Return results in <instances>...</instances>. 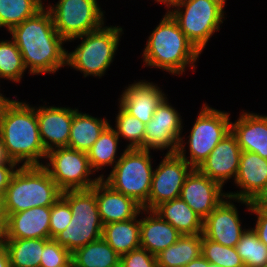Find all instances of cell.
Listing matches in <instances>:
<instances>
[{
	"label": "cell",
	"instance_id": "1",
	"mask_svg": "<svg viewBox=\"0 0 267 267\" xmlns=\"http://www.w3.org/2000/svg\"><path fill=\"white\" fill-rule=\"evenodd\" d=\"M31 75L54 74L66 67V42L56 31L52 16L43 7L9 31Z\"/></svg>",
	"mask_w": 267,
	"mask_h": 267
},
{
	"label": "cell",
	"instance_id": "2",
	"mask_svg": "<svg viewBox=\"0 0 267 267\" xmlns=\"http://www.w3.org/2000/svg\"><path fill=\"white\" fill-rule=\"evenodd\" d=\"M0 137L9 159L20 166H42L47 151L42 144L36 106L10 99L0 108Z\"/></svg>",
	"mask_w": 267,
	"mask_h": 267
},
{
	"label": "cell",
	"instance_id": "3",
	"mask_svg": "<svg viewBox=\"0 0 267 267\" xmlns=\"http://www.w3.org/2000/svg\"><path fill=\"white\" fill-rule=\"evenodd\" d=\"M200 55L201 52L166 11L146 41L142 53L143 67H154L180 76L187 67L196 69Z\"/></svg>",
	"mask_w": 267,
	"mask_h": 267
},
{
	"label": "cell",
	"instance_id": "4",
	"mask_svg": "<svg viewBox=\"0 0 267 267\" xmlns=\"http://www.w3.org/2000/svg\"><path fill=\"white\" fill-rule=\"evenodd\" d=\"M61 193L43 166H19L3 194L6 217L33 207H51Z\"/></svg>",
	"mask_w": 267,
	"mask_h": 267
},
{
	"label": "cell",
	"instance_id": "5",
	"mask_svg": "<svg viewBox=\"0 0 267 267\" xmlns=\"http://www.w3.org/2000/svg\"><path fill=\"white\" fill-rule=\"evenodd\" d=\"M123 33L120 25L106 26L105 24L97 30L70 39L67 42L77 38L82 41L72 52L67 50L66 66H71V69L74 68L83 73L84 78L86 76L101 78L114 61Z\"/></svg>",
	"mask_w": 267,
	"mask_h": 267
},
{
	"label": "cell",
	"instance_id": "6",
	"mask_svg": "<svg viewBox=\"0 0 267 267\" xmlns=\"http://www.w3.org/2000/svg\"><path fill=\"white\" fill-rule=\"evenodd\" d=\"M61 197L69 204L72 218L69 225L54 240L70 253L102 238L103 223L92 189L67 190Z\"/></svg>",
	"mask_w": 267,
	"mask_h": 267
},
{
	"label": "cell",
	"instance_id": "7",
	"mask_svg": "<svg viewBox=\"0 0 267 267\" xmlns=\"http://www.w3.org/2000/svg\"><path fill=\"white\" fill-rule=\"evenodd\" d=\"M185 142L181 136L177 154L192 168H198L217 144L231 132L230 113L204 103ZM188 144V151L185 149ZM190 153L186 155L187 153ZM188 156V157H187Z\"/></svg>",
	"mask_w": 267,
	"mask_h": 267
},
{
	"label": "cell",
	"instance_id": "8",
	"mask_svg": "<svg viewBox=\"0 0 267 267\" xmlns=\"http://www.w3.org/2000/svg\"><path fill=\"white\" fill-rule=\"evenodd\" d=\"M167 12L201 53L226 18L224 9L211 0H174Z\"/></svg>",
	"mask_w": 267,
	"mask_h": 267
},
{
	"label": "cell",
	"instance_id": "9",
	"mask_svg": "<svg viewBox=\"0 0 267 267\" xmlns=\"http://www.w3.org/2000/svg\"><path fill=\"white\" fill-rule=\"evenodd\" d=\"M150 153L148 150L125 148L110 174L102 180L143 207L149 199L154 171Z\"/></svg>",
	"mask_w": 267,
	"mask_h": 267
},
{
	"label": "cell",
	"instance_id": "10",
	"mask_svg": "<svg viewBox=\"0 0 267 267\" xmlns=\"http://www.w3.org/2000/svg\"><path fill=\"white\" fill-rule=\"evenodd\" d=\"M46 164L42 166L63 192L67 190L91 189L104 174L91 179L95 174L86 152L69 147L54 148L47 152Z\"/></svg>",
	"mask_w": 267,
	"mask_h": 267
},
{
	"label": "cell",
	"instance_id": "11",
	"mask_svg": "<svg viewBox=\"0 0 267 267\" xmlns=\"http://www.w3.org/2000/svg\"><path fill=\"white\" fill-rule=\"evenodd\" d=\"M52 16L54 27L67 42L97 30L105 24L103 9L97 0H59L45 6Z\"/></svg>",
	"mask_w": 267,
	"mask_h": 267
},
{
	"label": "cell",
	"instance_id": "12",
	"mask_svg": "<svg viewBox=\"0 0 267 267\" xmlns=\"http://www.w3.org/2000/svg\"><path fill=\"white\" fill-rule=\"evenodd\" d=\"M192 169L178 154H165L153 171L149 199L142 208L154 210L164 202L180 198L185 178Z\"/></svg>",
	"mask_w": 267,
	"mask_h": 267
},
{
	"label": "cell",
	"instance_id": "13",
	"mask_svg": "<svg viewBox=\"0 0 267 267\" xmlns=\"http://www.w3.org/2000/svg\"><path fill=\"white\" fill-rule=\"evenodd\" d=\"M166 97L145 125L144 150H166L177 154L183 130V119ZM169 149V150H168Z\"/></svg>",
	"mask_w": 267,
	"mask_h": 267
},
{
	"label": "cell",
	"instance_id": "14",
	"mask_svg": "<svg viewBox=\"0 0 267 267\" xmlns=\"http://www.w3.org/2000/svg\"><path fill=\"white\" fill-rule=\"evenodd\" d=\"M236 199L225 197L223 201L203 220V235L214 242L235 247L246 231L242 228ZM243 229V230H242Z\"/></svg>",
	"mask_w": 267,
	"mask_h": 267
},
{
	"label": "cell",
	"instance_id": "15",
	"mask_svg": "<svg viewBox=\"0 0 267 267\" xmlns=\"http://www.w3.org/2000/svg\"><path fill=\"white\" fill-rule=\"evenodd\" d=\"M223 187L193 168L185 178L180 198L204 220L227 197Z\"/></svg>",
	"mask_w": 267,
	"mask_h": 267
},
{
	"label": "cell",
	"instance_id": "16",
	"mask_svg": "<svg viewBox=\"0 0 267 267\" xmlns=\"http://www.w3.org/2000/svg\"><path fill=\"white\" fill-rule=\"evenodd\" d=\"M78 108L36 106L40 138L45 150L68 147L74 113Z\"/></svg>",
	"mask_w": 267,
	"mask_h": 267
},
{
	"label": "cell",
	"instance_id": "17",
	"mask_svg": "<svg viewBox=\"0 0 267 267\" xmlns=\"http://www.w3.org/2000/svg\"><path fill=\"white\" fill-rule=\"evenodd\" d=\"M241 153L236 137L230 132L197 169L223 187L230 179L235 180Z\"/></svg>",
	"mask_w": 267,
	"mask_h": 267
},
{
	"label": "cell",
	"instance_id": "18",
	"mask_svg": "<svg viewBox=\"0 0 267 267\" xmlns=\"http://www.w3.org/2000/svg\"><path fill=\"white\" fill-rule=\"evenodd\" d=\"M158 84L145 79L128 84L118 98L119 106L145 125L152 119L157 106L167 97Z\"/></svg>",
	"mask_w": 267,
	"mask_h": 267
},
{
	"label": "cell",
	"instance_id": "19",
	"mask_svg": "<svg viewBox=\"0 0 267 267\" xmlns=\"http://www.w3.org/2000/svg\"><path fill=\"white\" fill-rule=\"evenodd\" d=\"M234 184L241 190L227 192V196L253 202L267 185V159L257 153L242 151Z\"/></svg>",
	"mask_w": 267,
	"mask_h": 267
},
{
	"label": "cell",
	"instance_id": "20",
	"mask_svg": "<svg viewBox=\"0 0 267 267\" xmlns=\"http://www.w3.org/2000/svg\"><path fill=\"white\" fill-rule=\"evenodd\" d=\"M96 194L98 211L103 225L127 221L140 216L143 209L134 199L115 191L102 179L92 188Z\"/></svg>",
	"mask_w": 267,
	"mask_h": 267
},
{
	"label": "cell",
	"instance_id": "21",
	"mask_svg": "<svg viewBox=\"0 0 267 267\" xmlns=\"http://www.w3.org/2000/svg\"><path fill=\"white\" fill-rule=\"evenodd\" d=\"M51 207H33L6 217L5 239H50Z\"/></svg>",
	"mask_w": 267,
	"mask_h": 267
},
{
	"label": "cell",
	"instance_id": "22",
	"mask_svg": "<svg viewBox=\"0 0 267 267\" xmlns=\"http://www.w3.org/2000/svg\"><path fill=\"white\" fill-rule=\"evenodd\" d=\"M231 133L242 151L254 152L267 159V115L243 110L238 119L231 122Z\"/></svg>",
	"mask_w": 267,
	"mask_h": 267
},
{
	"label": "cell",
	"instance_id": "23",
	"mask_svg": "<svg viewBox=\"0 0 267 267\" xmlns=\"http://www.w3.org/2000/svg\"><path fill=\"white\" fill-rule=\"evenodd\" d=\"M140 214L147 215L140 218V247L152 255H158L182 236L153 210L142 209Z\"/></svg>",
	"mask_w": 267,
	"mask_h": 267
},
{
	"label": "cell",
	"instance_id": "24",
	"mask_svg": "<svg viewBox=\"0 0 267 267\" xmlns=\"http://www.w3.org/2000/svg\"><path fill=\"white\" fill-rule=\"evenodd\" d=\"M153 211L170 223L182 235L203 233V220L181 198L164 202Z\"/></svg>",
	"mask_w": 267,
	"mask_h": 267
},
{
	"label": "cell",
	"instance_id": "25",
	"mask_svg": "<svg viewBox=\"0 0 267 267\" xmlns=\"http://www.w3.org/2000/svg\"><path fill=\"white\" fill-rule=\"evenodd\" d=\"M97 118L77 110L73 115L68 147L88 152L102 132L110 125V120Z\"/></svg>",
	"mask_w": 267,
	"mask_h": 267
},
{
	"label": "cell",
	"instance_id": "26",
	"mask_svg": "<svg viewBox=\"0 0 267 267\" xmlns=\"http://www.w3.org/2000/svg\"><path fill=\"white\" fill-rule=\"evenodd\" d=\"M103 225L102 238L119 256L140 247V218Z\"/></svg>",
	"mask_w": 267,
	"mask_h": 267
},
{
	"label": "cell",
	"instance_id": "27",
	"mask_svg": "<svg viewBox=\"0 0 267 267\" xmlns=\"http://www.w3.org/2000/svg\"><path fill=\"white\" fill-rule=\"evenodd\" d=\"M202 234L182 235L156 255L158 267H184L201 256Z\"/></svg>",
	"mask_w": 267,
	"mask_h": 267
},
{
	"label": "cell",
	"instance_id": "28",
	"mask_svg": "<svg viewBox=\"0 0 267 267\" xmlns=\"http://www.w3.org/2000/svg\"><path fill=\"white\" fill-rule=\"evenodd\" d=\"M119 263L120 256L103 238L71 253L73 267H119Z\"/></svg>",
	"mask_w": 267,
	"mask_h": 267
},
{
	"label": "cell",
	"instance_id": "29",
	"mask_svg": "<svg viewBox=\"0 0 267 267\" xmlns=\"http://www.w3.org/2000/svg\"><path fill=\"white\" fill-rule=\"evenodd\" d=\"M119 140L116 131L110 124L92 145L87 155L90 166L95 173L103 170V167L112 166V169L114 168L122 155L121 153L120 156H117Z\"/></svg>",
	"mask_w": 267,
	"mask_h": 267
},
{
	"label": "cell",
	"instance_id": "30",
	"mask_svg": "<svg viewBox=\"0 0 267 267\" xmlns=\"http://www.w3.org/2000/svg\"><path fill=\"white\" fill-rule=\"evenodd\" d=\"M49 239H5L11 267H40L41 254Z\"/></svg>",
	"mask_w": 267,
	"mask_h": 267
},
{
	"label": "cell",
	"instance_id": "31",
	"mask_svg": "<svg viewBox=\"0 0 267 267\" xmlns=\"http://www.w3.org/2000/svg\"><path fill=\"white\" fill-rule=\"evenodd\" d=\"M44 4L43 0H0V28L9 32L14 26L34 16Z\"/></svg>",
	"mask_w": 267,
	"mask_h": 267
},
{
	"label": "cell",
	"instance_id": "32",
	"mask_svg": "<svg viewBox=\"0 0 267 267\" xmlns=\"http://www.w3.org/2000/svg\"><path fill=\"white\" fill-rule=\"evenodd\" d=\"M26 71L22 54L14 40L0 39V80L20 83Z\"/></svg>",
	"mask_w": 267,
	"mask_h": 267
},
{
	"label": "cell",
	"instance_id": "33",
	"mask_svg": "<svg viewBox=\"0 0 267 267\" xmlns=\"http://www.w3.org/2000/svg\"><path fill=\"white\" fill-rule=\"evenodd\" d=\"M235 249L245 267H264L267 264V246L252 228L246 229Z\"/></svg>",
	"mask_w": 267,
	"mask_h": 267
},
{
	"label": "cell",
	"instance_id": "34",
	"mask_svg": "<svg viewBox=\"0 0 267 267\" xmlns=\"http://www.w3.org/2000/svg\"><path fill=\"white\" fill-rule=\"evenodd\" d=\"M115 118V128L117 136L129 142L126 149H143L145 124L138 118L126 113L120 106Z\"/></svg>",
	"mask_w": 267,
	"mask_h": 267
},
{
	"label": "cell",
	"instance_id": "35",
	"mask_svg": "<svg viewBox=\"0 0 267 267\" xmlns=\"http://www.w3.org/2000/svg\"><path fill=\"white\" fill-rule=\"evenodd\" d=\"M201 255L210 264L219 267H245L235 247L221 245L220 243L207 239L203 234Z\"/></svg>",
	"mask_w": 267,
	"mask_h": 267
},
{
	"label": "cell",
	"instance_id": "36",
	"mask_svg": "<svg viewBox=\"0 0 267 267\" xmlns=\"http://www.w3.org/2000/svg\"><path fill=\"white\" fill-rule=\"evenodd\" d=\"M40 267H71V253L54 239H49L41 254Z\"/></svg>",
	"mask_w": 267,
	"mask_h": 267
},
{
	"label": "cell",
	"instance_id": "37",
	"mask_svg": "<svg viewBox=\"0 0 267 267\" xmlns=\"http://www.w3.org/2000/svg\"><path fill=\"white\" fill-rule=\"evenodd\" d=\"M72 218L69 204L60 197L52 206L50 213V239H54L69 225Z\"/></svg>",
	"mask_w": 267,
	"mask_h": 267
},
{
	"label": "cell",
	"instance_id": "38",
	"mask_svg": "<svg viewBox=\"0 0 267 267\" xmlns=\"http://www.w3.org/2000/svg\"><path fill=\"white\" fill-rule=\"evenodd\" d=\"M119 267H158L155 255L142 247L120 256Z\"/></svg>",
	"mask_w": 267,
	"mask_h": 267
},
{
	"label": "cell",
	"instance_id": "39",
	"mask_svg": "<svg viewBox=\"0 0 267 267\" xmlns=\"http://www.w3.org/2000/svg\"><path fill=\"white\" fill-rule=\"evenodd\" d=\"M236 201L241 205L244 204L248 212L256 214L257 220L252 229L256 232L259 240L267 246V207L242 199H236Z\"/></svg>",
	"mask_w": 267,
	"mask_h": 267
},
{
	"label": "cell",
	"instance_id": "40",
	"mask_svg": "<svg viewBox=\"0 0 267 267\" xmlns=\"http://www.w3.org/2000/svg\"><path fill=\"white\" fill-rule=\"evenodd\" d=\"M18 166V167H17ZM20 165H0V193L6 192L7 186L13 174L17 171Z\"/></svg>",
	"mask_w": 267,
	"mask_h": 267
},
{
	"label": "cell",
	"instance_id": "41",
	"mask_svg": "<svg viewBox=\"0 0 267 267\" xmlns=\"http://www.w3.org/2000/svg\"><path fill=\"white\" fill-rule=\"evenodd\" d=\"M0 267H11L5 244L0 245Z\"/></svg>",
	"mask_w": 267,
	"mask_h": 267
},
{
	"label": "cell",
	"instance_id": "42",
	"mask_svg": "<svg viewBox=\"0 0 267 267\" xmlns=\"http://www.w3.org/2000/svg\"><path fill=\"white\" fill-rule=\"evenodd\" d=\"M0 165H18L17 163L11 161L7 156L1 137H0Z\"/></svg>",
	"mask_w": 267,
	"mask_h": 267
},
{
	"label": "cell",
	"instance_id": "43",
	"mask_svg": "<svg viewBox=\"0 0 267 267\" xmlns=\"http://www.w3.org/2000/svg\"><path fill=\"white\" fill-rule=\"evenodd\" d=\"M184 267H210V263L201 255L197 259L192 260Z\"/></svg>",
	"mask_w": 267,
	"mask_h": 267
},
{
	"label": "cell",
	"instance_id": "44",
	"mask_svg": "<svg viewBox=\"0 0 267 267\" xmlns=\"http://www.w3.org/2000/svg\"><path fill=\"white\" fill-rule=\"evenodd\" d=\"M253 203L267 207V185L263 192L253 201Z\"/></svg>",
	"mask_w": 267,
	"mask_h": 267
},
{
	"label": "cell",
	"instance_id": "45",
	"mask_svg": "<svg viewBox=\"0 0 267 267\" xmlns=\"http://www.w3.org/2000/svg\"><path fill=\"white\" fill-rule=\"evenodd\" d=\"M6 219H0V245L4 244L6 238Z\"/></svg>",
	"mask_w": 267,
	"mask_h": 267
},
{
	"label": "cell",
	"instance_id": "46",
	"mask_svg": "<svg viewBox=\"0 0 267 267\" xmlns=\"http://www.w3.org/2000/svg\"><path fill=\"white\" fill-rule=\"evenodd\" d=\"M0 219H6V214L4 211L3 194H1V193H0Z\"/></svg>",
	"mask_w": 267,
	"mask_h": 267
},
{
	"label": "cell",
	"instance_id": "47",
	"mask_svg": "<svg viewBox=\"0 0 267 267\" xmlns=\"http://www.w3.org/2000/svg\"><path fill=\"white\" fill-rule=\"evenodd\" d=\"M1 91V90H0ZM10 100L9 97L4 96L3 93L0 92V108L6 104Z\"/></svg>",
	"mask_w": 267,
	"mask_h": 267
},
{
	"label": "cell",
	"instance_id": "48",
	"mask_svg": "<svg viewBox=\"0 0 267 267\" xmlns=\"http://www.w3.org/2000/svg\"><path fill=\"white\" fill-rule=\"evenodd\" d=\"M211 1L218 3L223 9H225V6H226L225 3L227 0H211Z\"/></svg>",
	"mask_w": 267,
	"mask_h": 267
},
{
	"label": "cell",
	"instance_id": "49",
	"mask_svg": "<svg viewBox=\"0 0 267 267\" xmlns=\"http://www.w3.org/2000/svg\"><path fill=\"white\" fill-rule=\"evenodd\" d=\"M158 3V4H160V3H163L167 8L169 7V4L166 2V0H155V3Z\"/></svg>",
	"mask_w": 267,
	"mask_h": 267
},
{
	"label": "cell",
	"instance_id": "50",
	"mask_svg": "<svg viewBox=\"0 0 267 267\" xmlns=\"http://www.w3.org/2000/svg\"><path fill=\"white\" fill-rule=\"evenodd\" d=\"M174 0H166V2L168 3V4H170L171 2H173Z\"/></svg>",
	"mask_w": 267,
	"mask_h": 267
},
{
	"label": "cell",
	"instance_id": "51",
	"mask_svg": "<svg viewBox=\"0 0 267 267\" xmlns=\"http://www.w3.org/2000/svg\"><path fill=\"white\" fill-rule=\"evenodd\" d=\"M210 267H219V266H216V265L210 264Z\"/></svg>",
	"mask_w": 267,
	"mask_h": 267
}]
</instances>
